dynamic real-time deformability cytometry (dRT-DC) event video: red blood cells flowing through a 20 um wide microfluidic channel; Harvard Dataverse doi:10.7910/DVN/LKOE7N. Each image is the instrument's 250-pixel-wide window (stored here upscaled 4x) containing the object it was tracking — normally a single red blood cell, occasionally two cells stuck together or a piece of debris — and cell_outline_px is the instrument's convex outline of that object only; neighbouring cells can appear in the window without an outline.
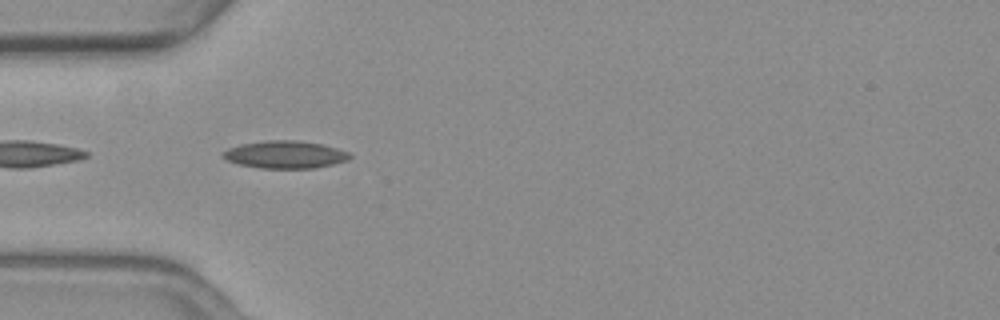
{"species": "common noctule bat (a hibernating species)", "species_latin": "Nyctalus noctula", "temperature_condition": "warm", "stored_images_in_passage": 33, "camera_frame_rate_fps": 3000, "um_per_image_px": 0.085, "animal": {"sex": "female", "body_mass_g": 19.3, "forearm_length_mm": 54.1}, "frame": {"image": 1, "passage_image": 2, "time_ms": 0.333, "image_size_px": [1000, 320], "cell_outline_px": [[352, 156], [348, 160], [316, 168], [260, 168], [240, 164], [228, 160], [220, 156], [220, 152], [228, 148], [240, 144], [268, 140], [296, 140], [324, 144], [348, 152]], "centroid_in_image_um": [24.22, 13.13], "position_along_channel_um": 60.8, "area_um2": 20.4}}
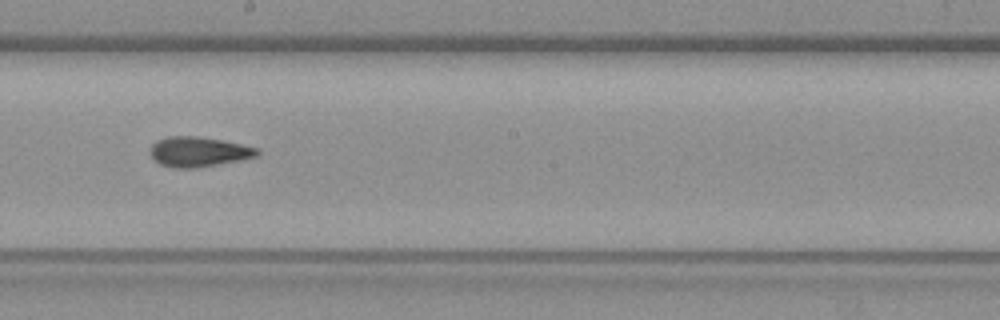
{"frame": {"image": 2, "passage_image": 16, "time_ms": 5.0, "image_size_px": [1000, 320], "cell_outline_px": [[260, 152], [256, 156], [240, 160], [196, 168], [172, 168], [160, 164], [152, 156], [152, 144], [156, 140], [168, 136], [196, 136], [224, 140], [260, 148]], "centroid_in_image_um": [16.91, 12.89], "position_along_channel_um": 231.3, "area_um2": 18.67}}
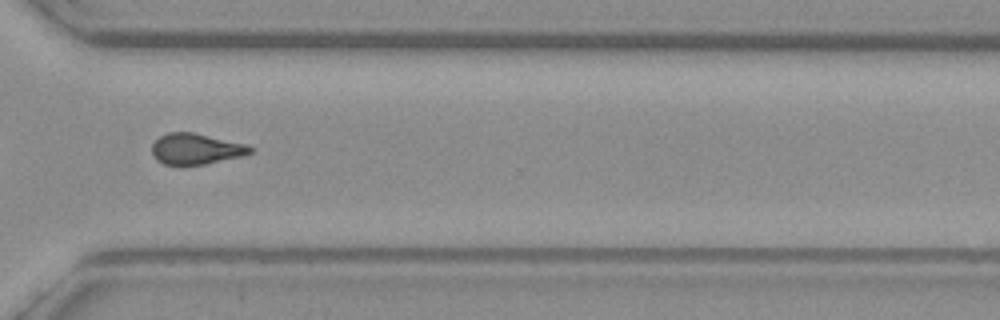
{"frame": {"image": 3, "passage_image": 26, "time_ms": 8.333, "image_size_px": [1000, 320], "cell_outline_px": [[256, 148], [252, 152], [240, 156], [204, 164], [184, 168], [180, 168], [164, 164], [156, 160], [152, 152], [152, 144], [160, 136], [168, 132], [192, 132], [244, 144]], "centroid_in_image_um": [16.59, 12.7], "position_along_channel_um": 354.0, "area_um2": 17.98}, "authors_computed_cell_mechanics": {"area_um2": 18.3804, "velocity_mm_per_s": 3.6895, "shape_relaxation_time_tau1_ms": null, "shape_relaxation_time_tau2_ms": 4.1789, "deformation_change_tau1": null, "deformation_change_tau2": 0.1293}}